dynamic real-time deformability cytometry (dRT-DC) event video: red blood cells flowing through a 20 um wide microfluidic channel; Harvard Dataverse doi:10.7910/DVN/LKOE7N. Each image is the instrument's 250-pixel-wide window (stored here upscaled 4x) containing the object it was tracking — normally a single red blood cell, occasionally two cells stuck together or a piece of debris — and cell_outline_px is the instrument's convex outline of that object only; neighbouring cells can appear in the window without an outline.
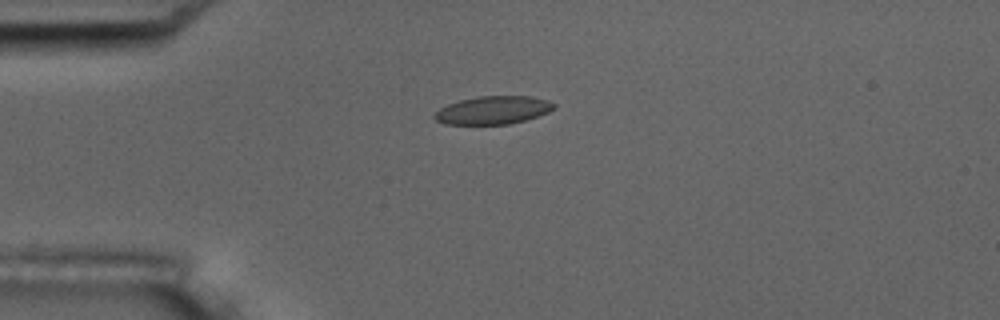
{"species": "common noctule bat (a hibernating species)", "species_latin": "Nyctalus noctula", "temperature_condition": "room temperature", "stored_images_in_passage": 10, "camera_frame_rate_fps": 3000, "um_per_image_px": 0.085, "animal": {"sex": "male", "body_mass_g": 17.5, "forearm_length_mm": 52.3}, "frame": {"image": 1, "passage_image": 4, "time_ms": 3.667, "image_size_px": [1000, 320], "cell_outline_px": [[556, 108], [548, 112], [524, 120], [508, 124], [444, 124], [436, 120], [432, 116], [440, 108], [448, 104], [460, 100], [476, 96], [532, 96], [548, 100], [556, 104]], "centroid_in_image_um": [41.91, 9.35], "position_along_channel_um": 43.1, "area_um2": 19.54}}
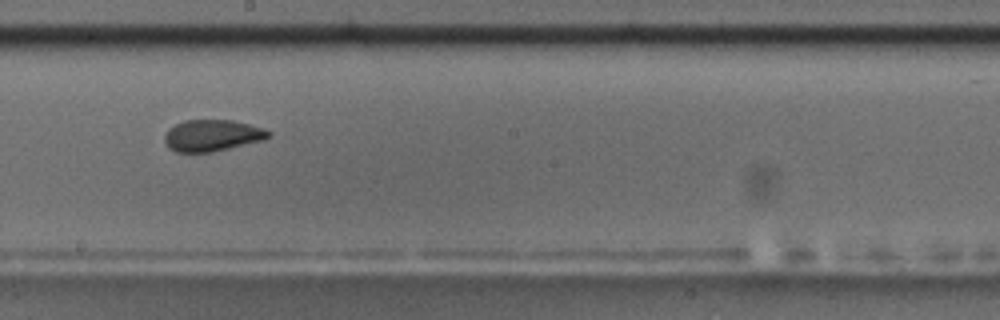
{"frame": {"image": 2, "passage_image": 9, "time_ms": 9.333, "image_size_px": [1000, 320], "cell_outline_px": [[272, 136], [264, 140], [212, 152], [176, 152], [168, 148], [164, 140], [164, 136], [168, 128], [184, 120], [232, 120], [264, 128], [272, 132]], "centroid_in_image_um": [18.04, 11.51], "position_along_channel_um": 230.2, "area_um2": 19.25}}